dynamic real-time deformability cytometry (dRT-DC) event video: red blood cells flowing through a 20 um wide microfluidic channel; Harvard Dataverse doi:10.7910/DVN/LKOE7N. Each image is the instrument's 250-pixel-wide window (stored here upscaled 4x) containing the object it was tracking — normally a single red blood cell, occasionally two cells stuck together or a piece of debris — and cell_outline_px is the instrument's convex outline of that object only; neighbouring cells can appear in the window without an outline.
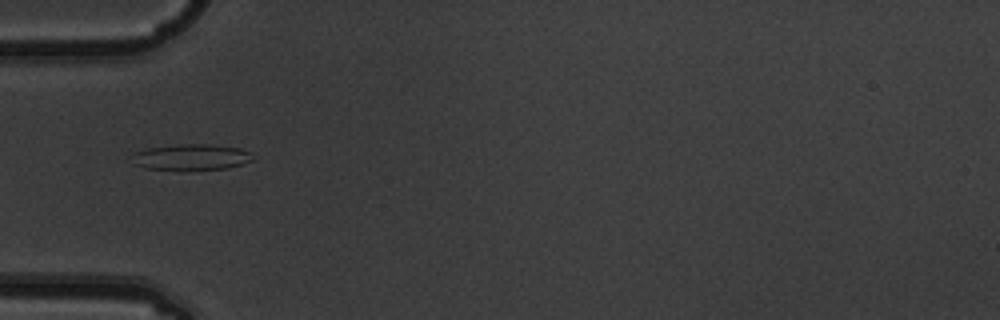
{"species": "common noctule bat (a hibernating species)", "species_latin": "Nyctalus noctula", "temperature_condition": "warm", "stored_images_in_passage": 4, "camera_frame_rate_fps": 3000, "um_per_image_px": 0.085, "animal": {"sex": "male", "body_mass_g": 19.5, "forearm_length_mm": 54.6}, "frame": {"image": 1, "passage_image": 1, "time_ms": 0.0, "image_size_px": [1000, 320], "cell_outline_px": [[256, 156], [252, 160], [228, 168], [180, 172], [144, 168], [132, 164], [132, 152], [144, 148], [176, 144], [208, 144], [240, 148]], "centroid_in_image_um": [16.16, 13.38], "position_along_channel_um": 68.8, "area_um2": 19.19}}
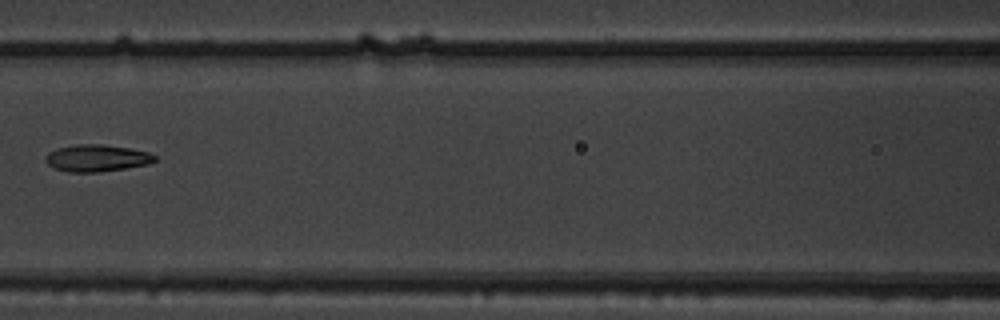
{"frame": {"image": 2, "passage_image": 3, "time_ms": 0.667, "image_size_px": [1000, 320], "cell_outline_px": [[156, 160], [148, 164], [124, 168], [96, 172], [68, 172], [52, 168], [44, 160], [44, 156], [48, 152], [56, 148], [76, 144], [100, 144], [128, 148], [148, 152], [156, 156]], "centroid_in_image_um": [8.16, 13.43], "position_along_channel_um": 158.4, "area_um2": 17.17}}
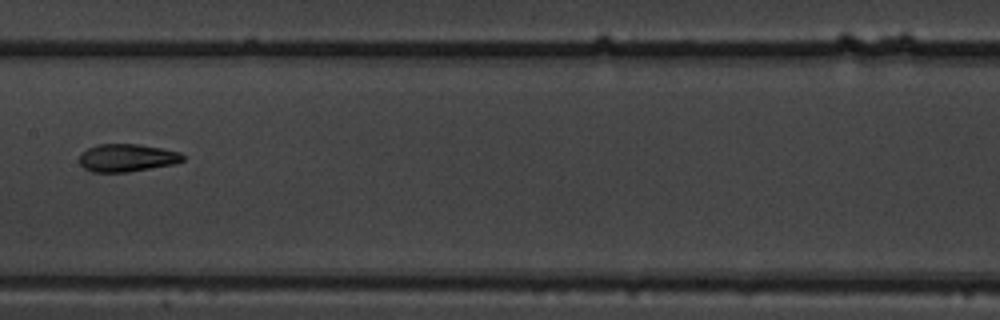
{"frame": {"image": 3, "passage_image": 4, "time_ms": 1.0, "image_size_px": [1000, 320], "cell_outline_px": [[184, 160], [172, 164], [128, 172], [92, 172], [84, 168], [80, 164], [80, 152], [96, 144], [140, 144], [180, 152], [184, 156]], "centroid_in_image_um": [10.75, 13.41], "position_along_channel_um": 196.6, "area_um2": 16.7}}